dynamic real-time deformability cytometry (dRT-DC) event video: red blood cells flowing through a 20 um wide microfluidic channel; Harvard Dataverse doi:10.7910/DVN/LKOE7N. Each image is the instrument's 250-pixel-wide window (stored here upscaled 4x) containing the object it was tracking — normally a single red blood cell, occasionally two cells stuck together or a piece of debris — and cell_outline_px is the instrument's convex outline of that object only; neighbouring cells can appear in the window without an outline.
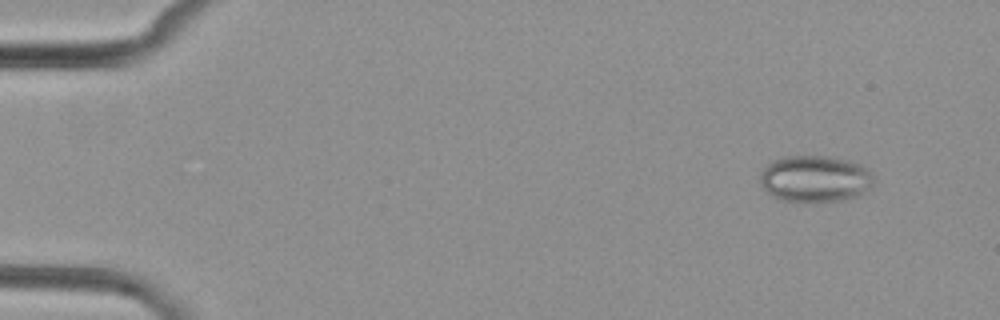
{"species": "common noctule bat (a hibernating species)", "species_latin": "Nyctalus noctula", "temperature_condition": "cold", "stored_images_in_passage": 6, "camera_frame_rate_fps": 3000, "um_per_image_px": 0.085, "animal": {"sex": "female", "body_mass_g": 29.2, "forearm_length_mm": 56.3}, "frame": {"image": 1, "passage_image": 2, "time_ms": 1.0, "image_size_px": [1000, 320], "cell_outline_px": [[872, 184], [860, 196], [844, 200], [780, 200], [772, 196], [764, 188], [760, 180], [760, 172], [772, 160], [784, 156], [836, 156], [860, 164], [872, 172]], "centroid_in_image_um": [69.28, 15.16], "position_along_channel_um": 15.7, "area_um2": 30.69}}
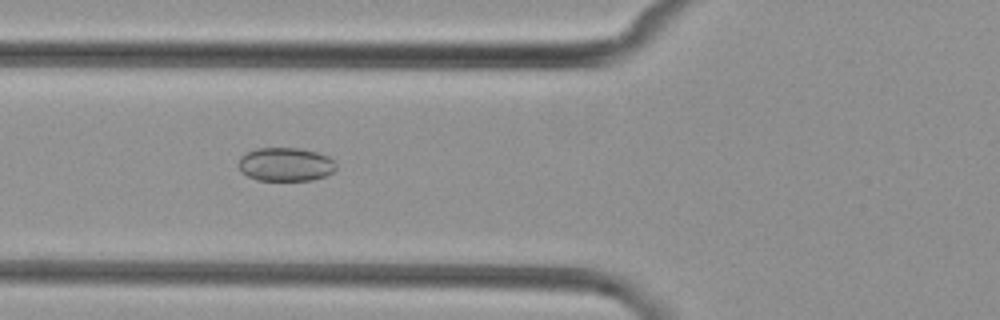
{"frame": {"image": 2, "passage_image": 6, "time_ms": 6.333, "image_size_px": [1000, 320], "cell_outline_px": [[336, 168], [332, 172], [324, 176], [312, 180], [256, 180], [240, 172], [240, 156], [256, 148], [300, 148], [316, 152], [328, 156], [336, 164]], "centroid_in_image_um": [24.27, 13.97], "position_along_channel_um": 101.5, "area_um2": 19.02}}